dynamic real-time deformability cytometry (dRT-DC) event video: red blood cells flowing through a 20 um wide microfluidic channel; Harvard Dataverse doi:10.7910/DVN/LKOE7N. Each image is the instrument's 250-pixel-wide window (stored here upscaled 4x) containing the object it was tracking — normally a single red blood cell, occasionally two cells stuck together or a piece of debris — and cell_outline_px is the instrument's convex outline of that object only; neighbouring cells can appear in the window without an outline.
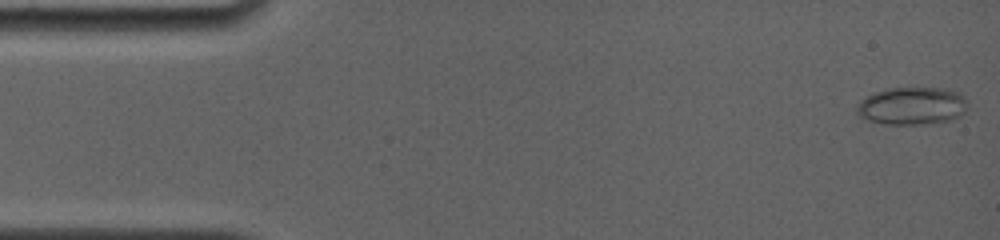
{"species": "common noctule bat (a hibernating species)", "species_latin": "Nyctalus noctula", "temperature_condition": "room temperature", "stored_images_in_passage": 30, "camera_frame_rate_fps": 4000, "um_per_image_px": 0.085, "animal": {"sex": "female", "body_mass_g": 19.0, "forearm_length_mm": 56.7}, "frame": {"image": 1, "passage_image": 1, "time_ms": 0.0, "image_size_px": [1000, 240], "cell_outline_px": [[964, 112], [960, 116], [952, 120], [920, 124], [888, 124], [868, 120], [860, 116], [856, 108], [860, 100], [876, 92], [888, 88], [940, 88], [960, 92], [964, 96]], "centroid_in_image_um": [77.52, 9.0], "position_along_channel_um": 7.5, "area_um2": 23.99}}
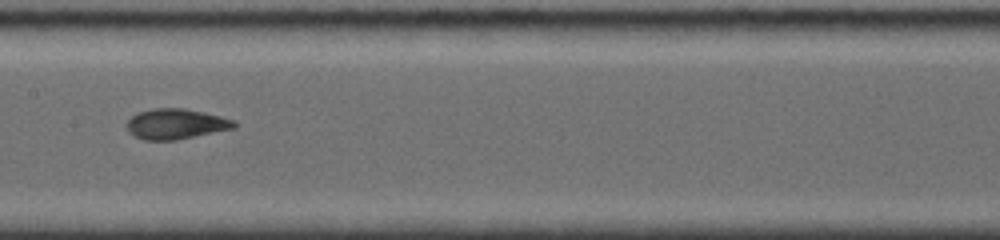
{"frame": {"image": 2, "passage_image": 20, "time_ms": 8.0, "image_size_px": [1000, 240], "cell_outline_px": [[236, 128], [176, 140], [144, 140], [128, 132], [124, 124], [136, 112], [152, 108], [184, 108], [220, 116], [236, 120]], "centroid_in_image_um": [14.92, 10.53], "position_along_channel_um": 192.5, "area_um2": 19.19}}
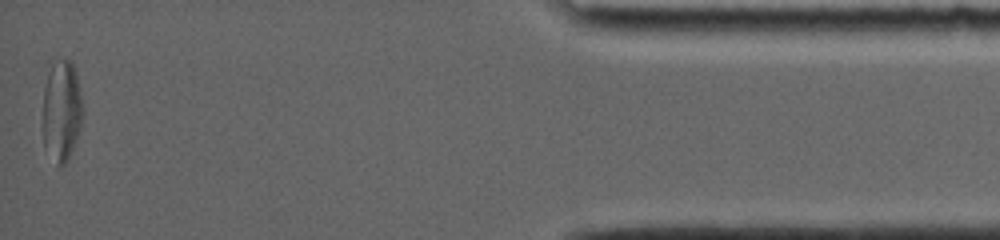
{"frame": {"image": 3, "passage_image": 30, "time_ms": 16.0, "image_size_px": [1000, 240], "cell_outline_px": [[84, 112], [80, 128], [68, 160], [60, 168], [56, 164], [44, 144], [44, 88], [52, 64], [68, 56], [76, 72]], "centroid_in_image_um": [5.27, 9.41], "position_along_channel_um": 429.9, "area_um2": 23.24}, "authors_computed_cell_mechanics": {"area_um2": 19.4208, "velocity_mm_per_s": 3.8005, "shape_relaxation_time_tau1_ms": 4.4274, "shape_relaxation_time_tau2_ms": 1.6157, "deformation_change_tau1": 0.1693, "deformation_change_tau2": 0.0808}}